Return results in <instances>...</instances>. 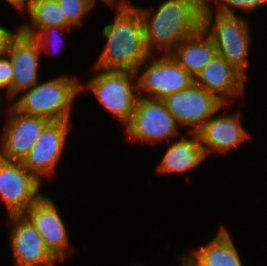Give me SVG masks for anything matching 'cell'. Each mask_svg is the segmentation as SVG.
Listing matches in <instances>:
<instances>
[{"instance_id":"cell-23","label":"cell","mask_w":267,"mask_h":266,"mask_svg":"<svg viewBox=\"0 0 267 266\" xmlns=\"http://www.w3.org/2000/svg\"><path fill=\"white\" fill-rule=\"evenodd\" d=\"M14 78V69L8 54L0 55V91L6 89L7 99L11 101V85Z\"/></svg>"},{"instance_id":"cell-22","label":"cell","mask_w":267,"mask_h":266,"mask_svg":"<svg viewBox=\"0 0 267 266\" xmlns=\"http://www.w3.org/2000/svg\"><path fill=\"white\" fill-rule=\"evenodd\" d=\"M208 1V0H205ZM218 3L216 12L226 15H236L235 8L245 12H252L257 8L267 4V0H213Z\"/></svg>"},{"instance_id":"cell-8","label":"cell","mask_w":267,"mask_h":266,"mask_svg":"<svg viewBox=\"0 0 267 266\" xmlns=\"http://www.w3.org/2000/svg\"><path fill=\"white\" fill-rule=\"evenodd\" d=\"M42 182L24 167L22 161L0 157V198L8 215L24 214L44 194Z\"/></svg>"},{"instance_id":"cell-10","label":"cell","mask_w":267,"mask_h":266,"mask_svg":"<svg viewBox=\"0 0 267 266\" xmlns=\"http://www.w3.org/2000/svg\"><path fill=\"white\" fill-rule=\"evenodd\" d=\"M6 120L4 133L1 134L0 157L9 161H23L51 122L43 117L23 114L12 104Z\"/></svg>"},{"instance_id":"cell-13","label":"cell","mask_w":267,"mask_h":266,"mask_svg":"<svg viewBox=\"0 0 267 266\" xmlns=\"http://www.w3.org/2000/svg\"><path fill=\"white\" fill-rule=\"evenodd\" d=\"M9 220L14 266H53L58 261L24 214L9 215Z\"/></svg>"},{"instance_id":"cell-11","label":"cell","mask_w":267,"mask_h":266,"mask_svg":"<svg viewBox=\"0 0 267 266\" xmlns=\"http://www.w3.org/2000/svg\"><path fill=\"white\" fill-rule=\"evenodd\" d=\"M14 69L11 85V103L22 92L30 90L39 81L41 49L34 37L25 35L19 28L9 39L6 47Z\"/></svg>"},{"instance_id":"cell-28","label":"cell","mask_w":267,"mask_h":266,"mask_svg":"<svg viewBox=\"0 0 267 266\" xmlns=\"http://www.w3.org/2000/svg\"><path fill=\"white\" fill-rule=\"evenodd\" d=\"M178 259L180 260V266H191L182 256L179 255Z\"/></svg>"},{"instance_id":"cell-5","label":"cell","mask_w":267,"mask_h":266,"mask_svg":"<svg viewBox=\"0 0 267 266\" xmlns=\"http://www.w3.org/2000/svg\"><path fill=\"white\" fill-rule=\"evenodd\" d=\"M96 70L99 73L86 85L80 84V91L90 89L101 105L125 126L136 109L139 96L136 73L129 70Z\"/></svg>"},{"instance_id":"cell-14","label":"cell","mask_w":267,"mask_h":266,"mask_svg":"<svg viewBox=\"0 0 267 266\" xmlns=\"http://www.w3.org/2000/svg\"><path fill=\"white\" fill-rule=\"evenodd\" d=\"M53 201L49 196L43 195L24 215L40 233L47 249L59 262L69 253V233Z\"/></svg>"},{"instance_id":"cell-29","label":"cell","mask_w":267,"mask_h":266,"mask_svg":"<svg viewBox=\"0 0 267 266\" xmlns=\"http://www.w3.org/2000/svg\"><path fill=\"white\" fill-rule=\"evenodd\" d=\"M2 96H3V95H2L1 92H0V109L2 108V104H3L2 101L4 100V99L2 98Z\"/></svg>"},{"instance_id":"cell-16","label":"cell","mask_w":267,"mask_h":266,"mask_svg":"<svg viewBox=\"0 0 267 266\" xmlns=\"http://www.w3.org/2000/svg\"><path fill=\"white\" fill-rule=\"evenodd\" d=\"M195 83L225 105L230 104V99L233 100L235 95L242 96L245 91V77L218 54L195 77Z\"/></svg>"},{"instance_id":"cell-9","label":"cell","mask_w":267,"mask_h":266,"mask_svg":"<svg viewBox=\"0 0 267 266\" xmlns=\"http://www.w3.org/2000/svg\"><path fill=\"white\" fill-rule=\"evenodd\" d=\"M163 101L179 126H189V133H196L210 117L226 106L195 82Z\"/></svg>"},{"instance_id":"cell-18","label":"cell","mask_w":267,"mask_h":266,"mask_svg":"<svg viewBox=\"0 0 267 266\" xmlns=\"http://www.w3.org/2000/svg\"><path fill=\"white\" fill-rule=\"evenodd\" d=\"M190 138L173 140L158 164V171L163 173H185L201 165L205 159L203 147L197 133H189Z\"/></svg>"},{"instance_id":"cell-2","label":"cell","mask_w":267,"mask_h":266,"mask_svg":"<svg viewBox=\"0 0 267 266\" xmlns=\"http://www.w3.org/2000/svg\"><path fill=\"white\" fill-rule=\"evenodd\" d=\"M113 8L116 9L114 20L102 30L106 44L94 69L135 72L151 56L141 15L134 6Z\"/></svg>"},{"instance_id":"cell-15","label":"cell","mask_w":267,"mask_h":266,"mask_svg":"<svg viewBox=\"0 0 267 266\" xmlns=\"http://www.w3.org/2000/svg\"><path fill=\"white\" fill-rule=\"evenodd\" d=\"M210 117L196 132L203 147L205 156L211 152L226 153L250 138L240 123L239 113H230Z\"/></svg>"},{"instance_id":"cell-20","label":"cell","mask_w":267,"mask_h":266,"mask_svg":"<svg viewBox=\"0 0 267 266\" xmlns=\"http://www.w3.org/2000/svg\"><path fill=\"white\" fill-rule=\"evenodd\" d=\"M24 10L31 23L20 25L19 29L27 36L35 38L42 30L52 26L73 28L57 0H29Z\"/></svg>"},{"instance_id":"cell-3","label":"cell","mask_w":267,"mask_h":266,"mask_svg":"<svg viewBox=\"0 0 267 266\" xmlns=\"http://www.w3.org/2000/svg\"><path fill=\"white\" fill-rule=\"evenodd\" d=\"M81 93L76 78L62 75L47 81L37 82L12 105L21 113L39 116L49 121H70L73 100Z\"/></svg>"},{"instance_id":"cell-1","label":"cell","mask_w":267,"mask_h":266,"mask_svg":"<svg viewBox=\"0 0 267 266\" xmlns=\"http://www.w3.org/2000/svg\"><path fill=\"white\" fill-rule=\"evenodd\" d=\"M205 0H163L154 14L134 6L140 13L150 54L157 48L170 54L184 39L201 29Z\"/></svg>"},{"instance_id":"cell-6","label":"cell","mask_w":267,"mask_h":266,"mask_svg":"<svg viewBox=\"0 0 267 266\" xmlns=\"http://www.w3.org/2000/svg\"><path fill=\"white\" fill-rule=\"evenodd\" d=\"M153 56L154 54H151L135 70L139 96L163 100L189 88L195 82V78L184 70L170 54H162L156 59L152 58L148 65L149 59Z\"/></svg>"},{"instance_id":"cell-21","label":"cell","mask_w":267,"mask_h":266,"mask_svg":"<svg viewBox=\"0 0 267 266\" xmlns=\"http://www.w3.org/2000/svg\"><path fill=\"white\" fill-rule=\"evenodd\" d=\"M67 21L73 27H79L83 23V17L95 7L94 0H57Z\"/></svg>"},{"instance_id":"cell-17","label":"cell","mask_w":267,"mask_h":266,"mask_svg":"<svg viewBox=\"0 0 267 266\" xmlns=\"http://www.w3.org/2000/svg\"><path fill=\"white\" fill-rule=\"evenodd\" d=\"M182 257L191 266H244L228 229L220 227L213 239Z\"/></svg>"},{"instance_id":"cell-25","label":"cell","mask_w":267,"mask_h":266,"mask_svg":"<svg viewBox=\"0 0 267 266\" xmlns=\"http://www.w3.org/2000/svg\"><path fill=\"white\" fill-rule=\"evenodd\" d=\"M15 32L0 25V55L6 52L7 43Z\"/></svg>"},{"instance_id":"cell-4","label":"cell","mask_w":267,"mask_h":266,"mask_svg":"<svg viewBox=\"0 0 267 266\" xmlns=\"http://www.w3.org/2000/svg\"><path fill=\"white\" fill-rule=\"evenodd\" d=\"M211 8L209 2L205 1L201 28L211 38L217 54L245 77L251 42L248 20L217 12L214 15V8Z\"/></svg>"},{"instance_id":"cell-26","label":"cell","mask_w":267,"mask_h":266,"mask_svg":"<svg viewBox=\"0 0 267 266\" xmlns=\"http://www.w3.org/2000/svg\"><path fill=\"white\" fill-rule=\"evenodd\" d=\"M101 1L104 2L106 5L114 6V7H130V6H134L130 2L128 3L127 0H119V1H117V0H101Z\"/></svg>"},{"instance_id":"cell-12","label":"cell","mask_w":267,"mask_h":266,"mask_svg":"<svg viewBox=\"0 0 267 266\" xmlns=\"http://www.w3.org/2000/svg\"><path fill=\"white\" fill-rule=\"evenodd\" d=\"M70 121H51L23 159L24 167L41 182L51 176L66 147Z\"/></svg>"},{"instance_id":"cell-7","label":"cell","mask_w":267,"mask_h":266,"mask_svg":"<svg viewBox=\"0 0 267 266\" xmlns=\"http://www.w3.org/2000/svg\"><path fill=\"white\" fill-rule=\"evenodd\" d=\"M180 127L163 100L138 96L136 109L125 125L127 135L139 141L155 143L179 136Z\"/></svg>"},{"instance_id":"cell-24","label":"cell","mask_w":267,"mask_h":266,"mask_svg":"<svg viewBox=\"0 0 267 266\" xmlns=\"http://www.w3.org/2000/svg\"><path fill=\"white\" fill-rule=\"evenodd\" d=\"M70 28H64V27H58V26H52L48 27L44 30H42L36 37L35 39L38 41L41 52H45L46 50H49V46H55L58 41L57 38H59V32L60 31H67ZM56 34V35H55ZM60 39V38H59ZM58 39V40H59ZM55 43H54V42ZM62 40H60L61 42ZM54 43V44H53ZM60 46V45H59ZM61 47V46H60ZM58 48V47H57Z\"/></svg>"},{"instance_id":"cell-19","label":"cell","mask_w":267,"mask_h":266,"mask_svg":"<svg viewBox=\"0 0 267 266\" xmlns=\"http://www.w3.org/2000/svg\"><path fill=\"white\" fill-rule=\"evenodd\" d=\"M217 54L211 38L201 28L184 39L171 53L173 59L192 77H196Z\"/></svg>"},{"instance_id":"cell-27","label":"cell","mask_w":267,"mask_h":266,"mask_svg":"<svg viewBox=\"0 0 267 266\" xmlns=\"http://www.w3.org/2000/svg\"><path fill=\"white\" fill-rule=\"evenodd\" d=\"M7 3H10L20 11H23V9L28 5L29 0H6Z\"/></svg>"}]
</instances>
